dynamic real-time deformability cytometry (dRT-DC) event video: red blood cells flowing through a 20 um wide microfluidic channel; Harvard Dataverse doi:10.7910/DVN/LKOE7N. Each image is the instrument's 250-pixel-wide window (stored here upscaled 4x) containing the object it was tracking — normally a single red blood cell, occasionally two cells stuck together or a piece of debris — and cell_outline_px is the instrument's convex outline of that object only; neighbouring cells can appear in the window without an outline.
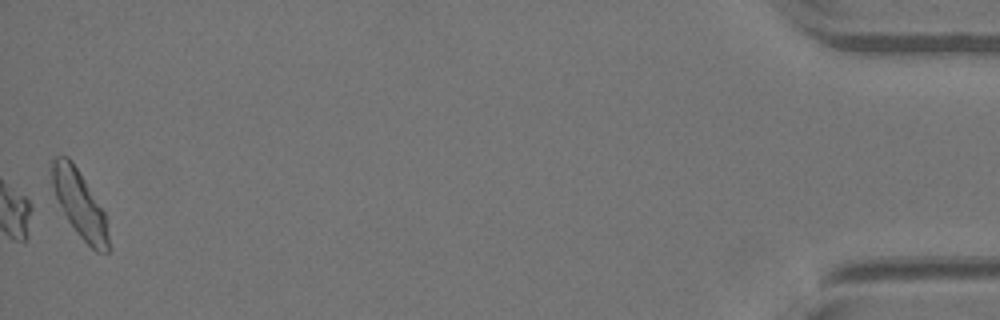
{"species": "Egyptian fruit bat (a non-hibernating species)", "species_latin": "Rousettus aegyptiacus", "temperature_condition": "warm", "stored_images_in_passage": 44, "camera_frame_rate_fps": 3000, "um_per_image_px": 0.085, "animal": {"sex": "female"}, "frame": {"image": 1, "passage_image": 44, "time_ms": 14.333, "image_size_px": [1000, 320], "cell_outline_px": [[108, 252], [96, 252], [80, 236], [68, 220], [56, 196], [52, 184], [52, 160], [56, 156], [68, 156], [72, 160], [104, 212], [108, 236]], "centroid_in_image_um": [6.76, 17.32], "position_along_channel_um": 428.4, "area_um2": 21.21}}